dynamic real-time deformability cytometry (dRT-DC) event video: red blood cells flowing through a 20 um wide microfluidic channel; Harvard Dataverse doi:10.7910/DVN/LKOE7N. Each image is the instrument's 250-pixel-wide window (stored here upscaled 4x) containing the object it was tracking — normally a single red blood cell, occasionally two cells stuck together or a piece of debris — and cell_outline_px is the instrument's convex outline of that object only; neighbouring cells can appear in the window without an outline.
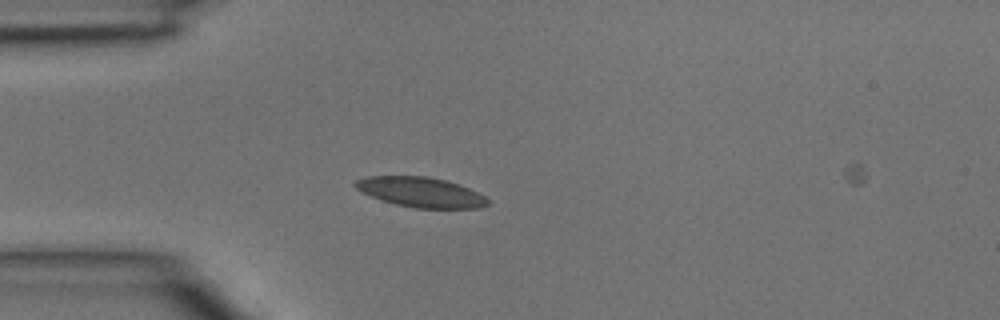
{"species": "common noctule bat (a hibernating species)", "species_latin": "Nyctalus noctula", "temperature_condition": "room temperature", "stored_images_in_passage": 4, "camera_frame_rate_fps": 3000, "um_per_image_px": 0.085, "animal": {"sex": "male", "body_mass_g": 15.6}, "frame": {"image": 1, "passage_image": 4, "time_ms": 1.0, "image_size_px": [1000, 320], "cell_outline_px": [[488, 204], [480, 208], [412, 208], [396, 204], [372, 196], [356, 188], [352, 184], [356, 180], [368, 176], [428, 176], [448, 180], [460, 184], [484, 196], [488, 200]], "centroid_in_image_um": [35.78, 16.32], "position_along_channel_um": 49.2, "area_um2": 23.0}}